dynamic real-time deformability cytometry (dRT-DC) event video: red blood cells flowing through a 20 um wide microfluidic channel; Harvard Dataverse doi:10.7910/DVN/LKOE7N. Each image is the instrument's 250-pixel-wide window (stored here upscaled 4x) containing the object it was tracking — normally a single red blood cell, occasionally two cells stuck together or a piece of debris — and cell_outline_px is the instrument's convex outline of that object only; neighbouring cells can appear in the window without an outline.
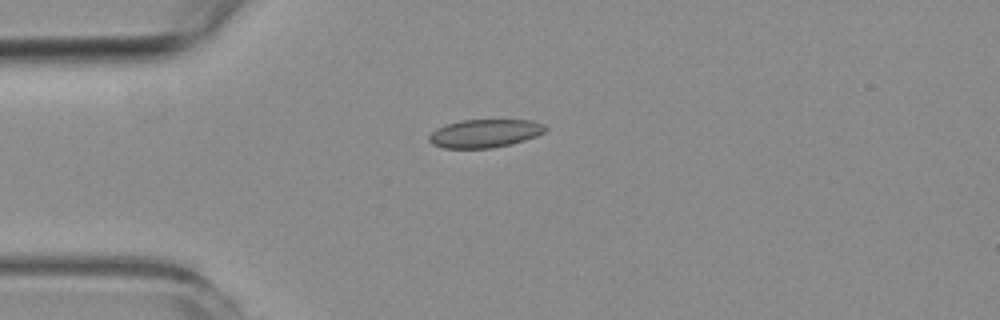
{"species": "common noctule bat (a hibernating species)", "species_latin": "Nyctalus noctula", "temperature_condition": "room temperature", "stored_images_in_passage": 3, "camera_frame_rate_fps": 3000, "um_per_image_px": 0.085, "animal": {"sex": "female", "body_mass_g": 19.3, "forearm_length_mm": 54.1}, "frame": {"image": 1, "passage_image": 1, "time_ms": 0.0, "image_size_px": [1000, 320], "cell_outline_px": [[548, 128], [544, 132], [536, 136], [524, 140], [492, 148], [444, 148], [432, 144], [428, 140], [428, 136], [436, 128], [444, 124], [464, 120], [532, 120], [544, 124]], "centroid_in_image_um": [41.19, 11.33], "position_along_channel_um": 43.8, "area_um2": 19.13}}
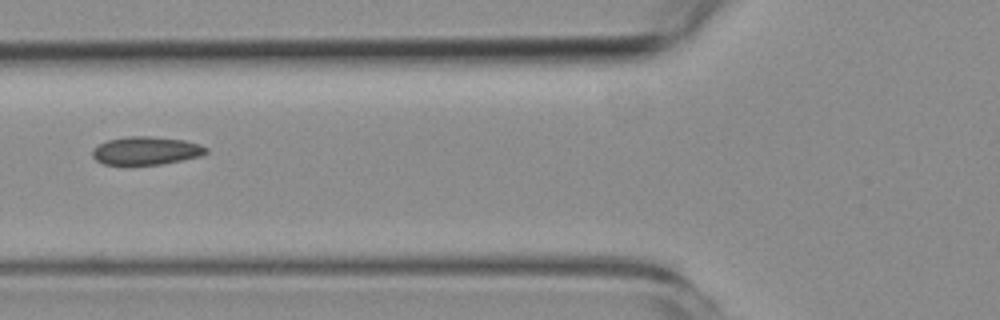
{"frame": {"image": 2, "passage_image": 3, "time_ms": 2.333, "image_size_px": [1000, 320], "cell_outline_px": [[208, 152], [200, 156], [160, 164], [104, 164], [96, 160], [92, 156], [92, 148], [108, 140], [128, 136], [148, 136], [184, 140], [200, 144], [208, 148]], "centroid_in_image_um": [12.41, 12.8], "position_along_channel_um": 113.4, "area_um2": 18.44}}